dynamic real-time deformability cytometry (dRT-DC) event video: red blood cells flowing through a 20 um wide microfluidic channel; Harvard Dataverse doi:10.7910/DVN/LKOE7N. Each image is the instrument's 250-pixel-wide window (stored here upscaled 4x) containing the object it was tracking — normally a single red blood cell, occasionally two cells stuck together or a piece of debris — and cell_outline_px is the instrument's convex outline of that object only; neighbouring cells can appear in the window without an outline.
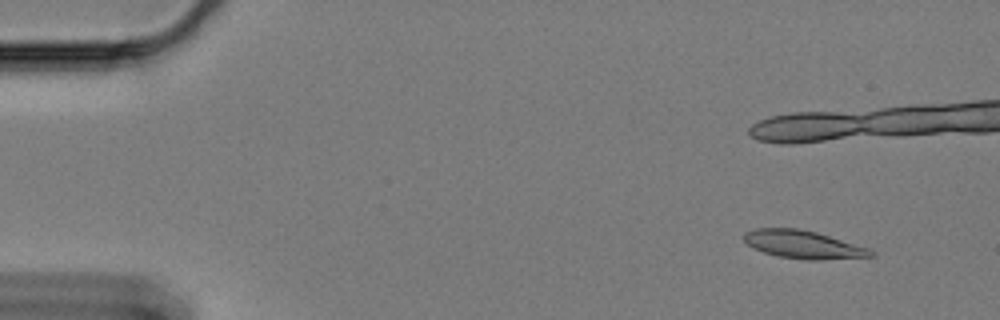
{"species": "Egyptian fruit bat (a non-hibernating species)", "species_latin": "Rousettus aegyptiacus", "temperature_condition": "cold", "stored_images_in_passage": 17, "camera_frame_rate_fps": 3000, "um_per_image_px": 0.085, "animal": {"sex": "female"}, "frame": {"image": 1, "passage_image": 3, "time_ms": 0.667, "image_size_px": [1000, 320], "cell_outline_px": [[876, 256], [820, 260], [808, 260], [776, 256], [752, 248], [744, 240], [744, 232], [752, 228], [800, 228], [816, 232], [872, 248], [876, 252]], "centroid_in_image_um": [68.32, 20.78], "position_along_channel_um": 16.7, "area_um2": 21.1}}